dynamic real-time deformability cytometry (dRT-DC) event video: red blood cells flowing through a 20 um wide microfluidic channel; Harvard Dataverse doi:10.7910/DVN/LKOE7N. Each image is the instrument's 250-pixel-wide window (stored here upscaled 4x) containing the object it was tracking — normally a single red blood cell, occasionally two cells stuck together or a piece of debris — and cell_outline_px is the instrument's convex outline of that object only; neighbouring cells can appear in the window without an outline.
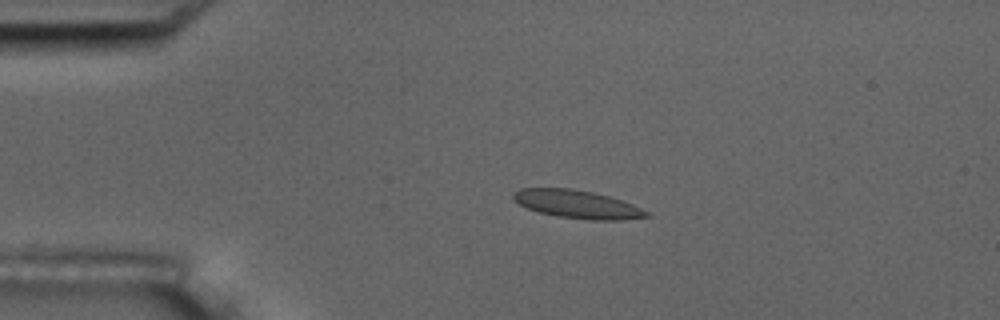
{"species": "common noctule bat (a hibernating species)", "species_latin": "Nyctalus noctula", "temperature_condition": "room temperature", "stored_images_in_passage": 3, "camera_frame_rate_fps": 3000, "um_per_image_px": 0.085, "animal": {"sex": "male", "body_mass_g": 17.5, "forearm_length_mm": 52.3}, "frame": {"image": 1, "passage_image": 2, "time_ms": 2.0, "image_size_px": [1000, 320], "cell_outline_px": [[652, 216], [620, 220], [588, 220], [560, 216], [540, 212], [528, 208], [512, 200], [512, 192], [520, 188], [572, 188], [592, 192], [608, 196], [632, 204], [648, 212]], "centroid_in_image_um": [49.04, 17.35], "position_along_channel_um": 36.0, "area_um2": 21.68}}